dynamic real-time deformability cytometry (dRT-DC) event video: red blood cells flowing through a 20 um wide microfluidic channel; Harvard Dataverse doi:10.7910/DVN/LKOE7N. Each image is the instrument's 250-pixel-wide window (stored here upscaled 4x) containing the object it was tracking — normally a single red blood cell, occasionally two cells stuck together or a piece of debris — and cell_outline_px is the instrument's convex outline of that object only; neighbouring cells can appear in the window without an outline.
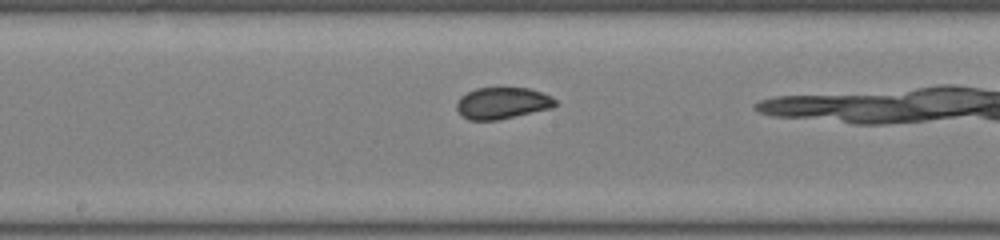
{"species": "common noctule bat (a hibernating species)", "species_latin": "Nyctalus noctula", "temperature_condition": "room temperature", "stored_images_in_passage": 14, "camera_frame_rate_fps": 3000, "um_per_image_px": 0.085, "animal": {"sex": "male", "body_mass_g": 19.0, "forearm_length_mm": 50.8}, "frame": {"image": 1, "passage_image": 7, "time_ms": 2.0, "image_size_px": [1000, 240], "cell_outline_px": [[556, 104], [552, 108], [496, 120], [468, 120], [456, 108], [456, 104], [460, 96], [476, 88], [528, 88], [552, 96], [556, 100]], "centroid_in_image_um": [42.69, 8.76], "position_along_channel_um": 205.5, "area_um2": 17.98}}
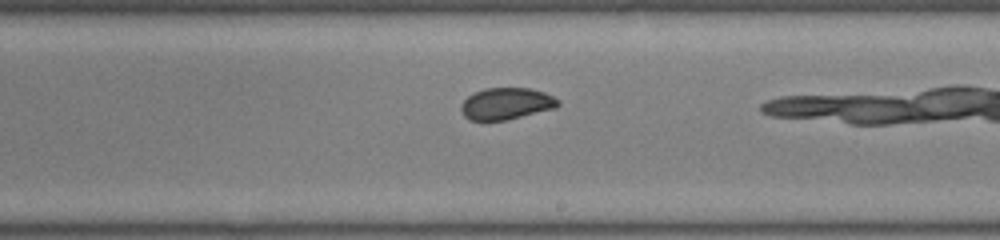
{"frame": {"image": 2, "passage_image": 10, "time_ms": 3.0, "image_size_px": [1000, 240], "cell_outline_px": [[560, 104], [556, 108], [504, 120], [468, 120], [464, 116], [460, 108], [464, 100], [468, 96], [484, 88], [528, 88], [544, 92], [560, 100]], "centroid_in_image_um": [43.04, 8.81], "position_along_channel_um": 246.0, "area_um2": 17.8}}